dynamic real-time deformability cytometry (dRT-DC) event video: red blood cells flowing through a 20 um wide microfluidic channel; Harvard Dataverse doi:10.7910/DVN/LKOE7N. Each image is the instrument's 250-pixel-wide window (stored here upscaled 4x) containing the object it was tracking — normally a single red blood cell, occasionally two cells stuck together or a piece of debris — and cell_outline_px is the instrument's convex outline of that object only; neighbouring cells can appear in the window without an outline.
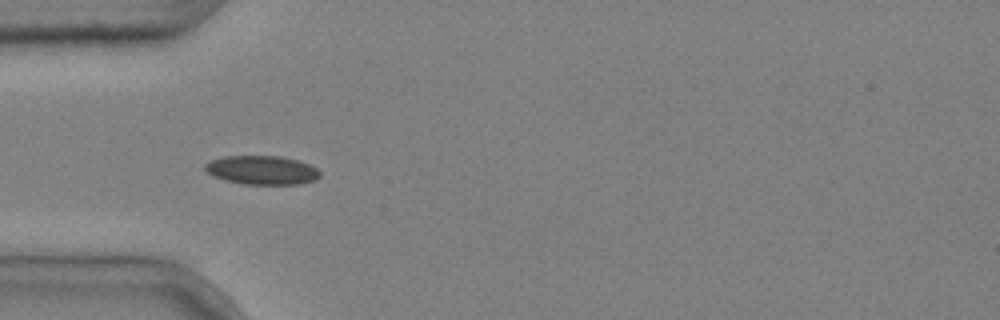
{"species": "common noctule bat (a hibernating species)", "species_latin": "Nyctalus noctula", "temperature_condition": "cold", "stored_images_in_passage": 6, "camera_frame_rate_fps": 3000, "um_per_image_px": 0.085, "animal": {"sex": "male", "body_mass_g": 20.4}, "frame": {"image": 1, "passage_image": 4, "time_ms": 1.0, "image_size_px": [1000, 320], "cell_outline_px": [[320, 176], [316, 180], [300, 184], [244, 184], [224, 180], [212, 176], [204, 168], [204, 164], [212, 160], [224, 156], [280, 156], [296, 160], [308, 164], [316, 168], [320, 172]], "centroid_in_image_um": [22.25, 14.46], "position_along_channel_um": 62.7, "area_um2": 19.31}}